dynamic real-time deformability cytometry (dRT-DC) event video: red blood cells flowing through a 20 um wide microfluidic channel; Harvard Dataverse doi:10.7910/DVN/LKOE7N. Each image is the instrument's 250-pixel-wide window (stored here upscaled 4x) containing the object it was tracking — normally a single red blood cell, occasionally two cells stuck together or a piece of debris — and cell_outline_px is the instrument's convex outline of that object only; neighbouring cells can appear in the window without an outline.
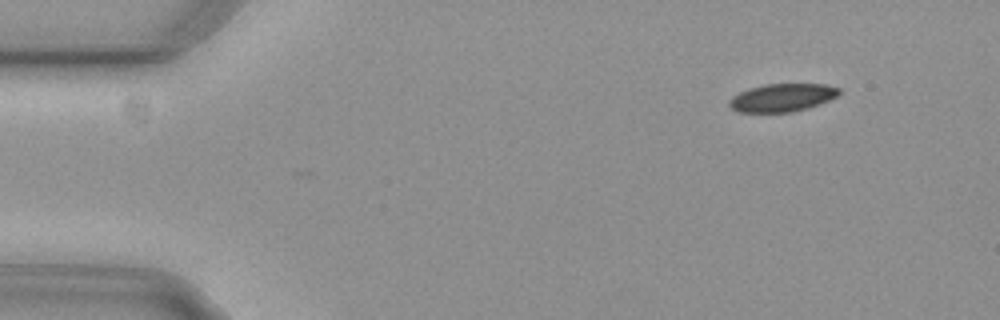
{"species": "common noctule bat (a hibernating species)", "species_latin": "Nyctalus noctula", "temperature_condition": "cold", "stored_images_in_passage": 3, "camera_frame_rate_fps": 3000, "um_per_image_px": 0.085, "animal": {"sex": "female", "body_mass_g": 29.2, "forearm_length_mm": 56.3}, "frame": {"image": 1, "passage_image": 3, "time_ms": 0.667, "image_size_px": [1000, 320], "cell_outline_px": [[840, 92], [836, 96], [828, 100], [792, 112], [736, 112], [728, 104], [728, 100], [732, 96], [748, 88], [764, 84], [824, 84], [840, 88]], "centroid_in_image_um": [66.42, 8.29], "position_along_channel_um": 18.6, "area_um2": 17.74}}